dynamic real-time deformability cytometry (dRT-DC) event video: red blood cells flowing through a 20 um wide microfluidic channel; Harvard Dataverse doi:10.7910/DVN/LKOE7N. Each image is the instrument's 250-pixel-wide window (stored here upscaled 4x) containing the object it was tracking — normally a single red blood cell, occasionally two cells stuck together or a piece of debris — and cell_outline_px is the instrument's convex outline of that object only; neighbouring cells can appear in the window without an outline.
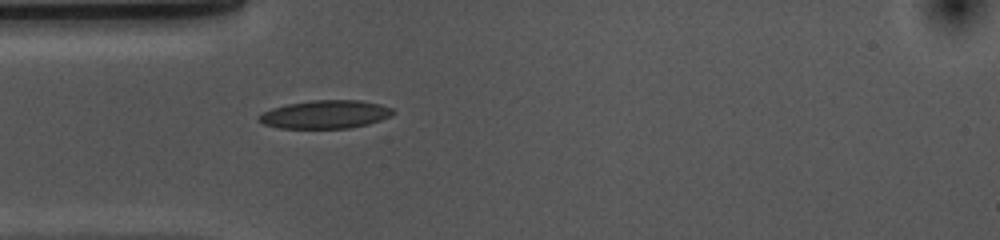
{"species": "common noctule bat (a hibernating species)", "species_latin": "Nyctalus noctula", "temperature_condition": "cold", "stored_images_in_passage": 21, "camera_frame_rate_fps": 3000, "um_per_image_px": 0.085, "animal": {"sex": "female", "body_mass_g": 10.0, "forearm_length_mm": 53.1}, "frame": {"image": 1, "passage_image": 1, "time_ms": 0.0, "image_size_px": [1000, 240], "cell_outline_px": [[396, 112], [392, 116], [368, 124], [348, 128], [280, 128], [264, 124], [256, 120], [256, 116], [272, 108], [288, 104], [312, 100], [360, 100], [380, 104], [392, 108]], "centroid_in_image_um": [27.66, 9.72], "position_along_channel_um": 57.3, "area_um2": 22.14}}
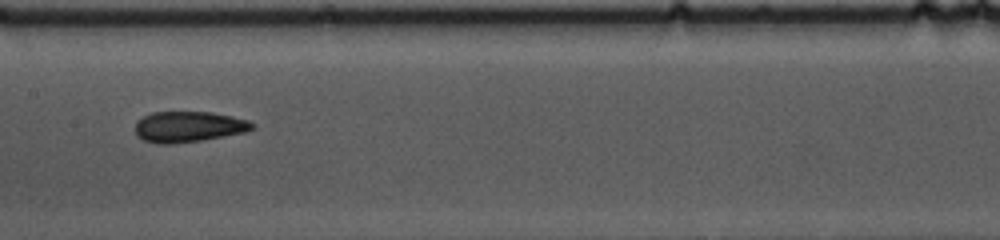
{"frame": {"image": 2, "passage_image": 12, "time_ms": 3.667, "image_size_px": [1000, 240], "cell_outline_px": [[256, 128], [244, 132], [204, 140], [172, 144], [156, 144], [144, 140], [136, 136], [136, 120], [152, 112], [212, 112], [232, 116], [248, 120], [256, 124]], "centroid_in_image_um": [16.03, 10.78], "position_along_channel_um": 191.4, "area_um2": 21.21}}
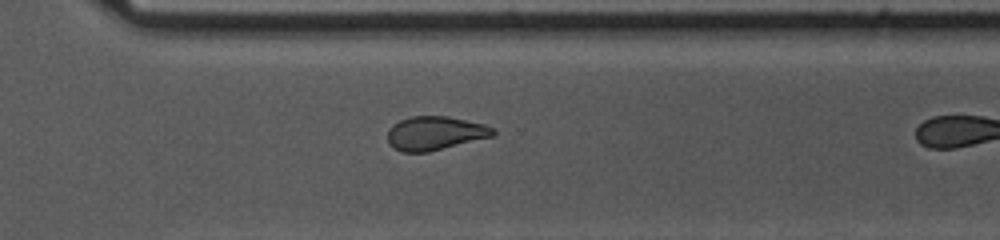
{"frame": {"image": 3, "passage_image": 20, "time_ms": 6.333, "image_size_px": [1000, 240], "cell_outline_px": [[496, 132], [492, 136], [428, 152], [400, 152], [388, 140], [388, 128], [392, 124], [400, 120], [412, 116], [448, 116], [484, 124], [492, 128]], "centroid_in_image_um": [36.96, 11.31], "position_along_channel_um": 333.6, "area_um2": 20.52}}